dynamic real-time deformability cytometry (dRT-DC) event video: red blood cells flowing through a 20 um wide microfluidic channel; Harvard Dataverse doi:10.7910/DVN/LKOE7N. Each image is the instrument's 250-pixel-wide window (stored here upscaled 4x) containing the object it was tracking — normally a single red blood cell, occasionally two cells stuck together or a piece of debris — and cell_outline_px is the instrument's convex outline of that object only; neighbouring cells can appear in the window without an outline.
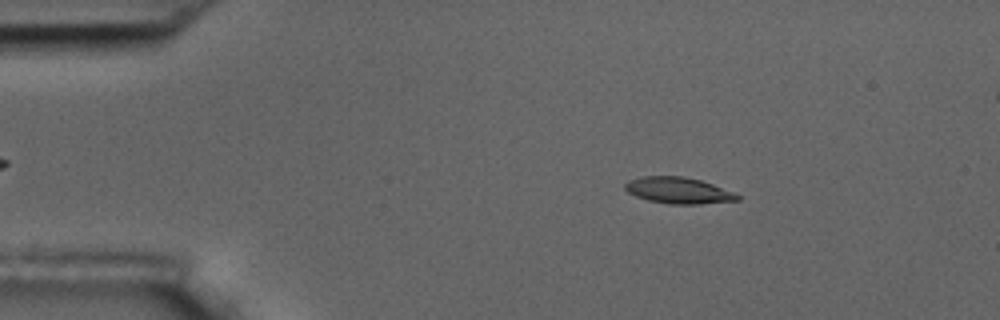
{"species": "common noctule bat (a hibernating species)", "species_latin": "Nyctalus noctula", "temperature_condition": "room temperature", "stored_images_in_passage": 56, "camera_frame_rate_fps": 3000, "um_per_image_px": 0.085, "animal": {"sex": "male", "body_mass_g": 17.5, "forearm_length_mm": 52.3}, "frame": {"image": 1, "passage_image": 9, "time_ms": 2.667, "image_size_px": [1000, 320], "cell_outline_px": [[740, 200], [700, 204], [668, 204], [648, 200], [636, 196], [628, 192], [624, 188], [624, 184], [628, 180], [644, 176], [684, 176], [700, 180], [736, 192], [740, 196]], "centroid_in_image_um": [57.68, 16.19], "position_along_channel_um": 27.3, "area_um2": 17.34}}
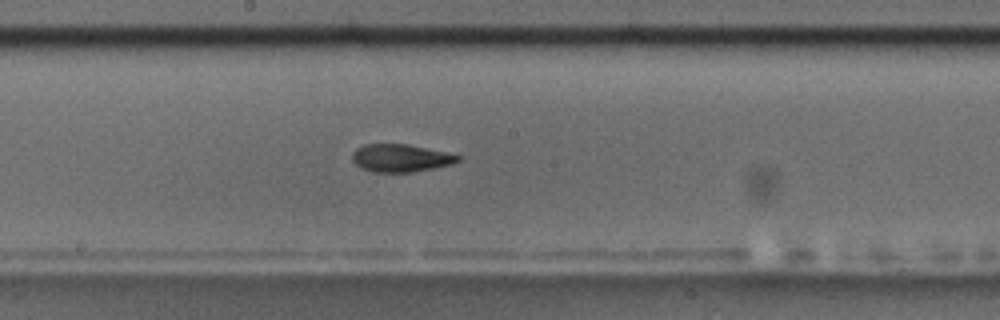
{"frame": {"image": 2, "passage_image": 30, "time_ms": 9.667, "image_size_px": [1000, 320], "cell_outline_px": [[464, 156], [460, 160], [452, 164], [436, 168], [412, 172], [372, 172], [360, 168], [352, 160], [352, 152], [356, 148], [364, 144], [408, 144]], "centroid_in_image_um": [34.06, 13.44], "position_along_channel_um": 214.1, "area_um2": 17.28}}
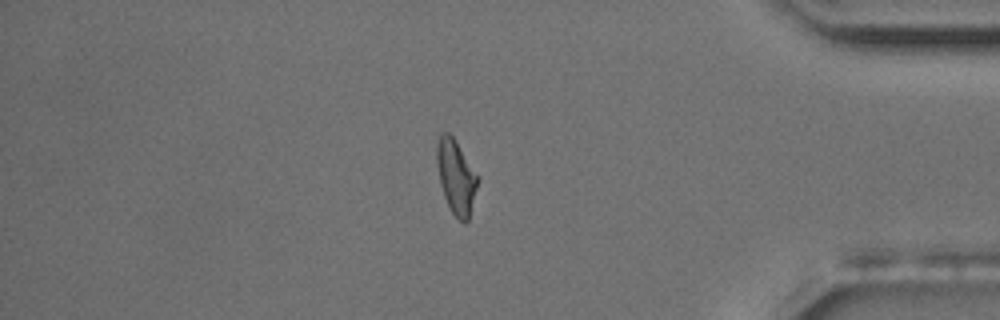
{"frame": {"image": 3, "passage_image": 48, "time_ms": 15.667, "image_size_px": [1000, 320], "cell_outline_px": [[480, 180], [468, 220], [464, 224], [452, 212], [444, 196], [440, 184], [436, 164], [436, 144], [440, 136], [444, 132], [448, 132], [456, 140], [480, 176]], "centroid_in_image_um": [38.79, 15.0], "position_along_channel_um": 396.4, "area_um2": 17.98}, "authors_computed_cell_mechanics": {"area_um2": 17.1666, "velocity_mm_per_s": 3.5502, "shape_relaxation_time_tau1_ms": 3.0561, "shape_relaxation_time_tau2_ms": 3.1312, "deformation_change_tau1": 0.1828, "deformation_change_tau2": 0.1084}}